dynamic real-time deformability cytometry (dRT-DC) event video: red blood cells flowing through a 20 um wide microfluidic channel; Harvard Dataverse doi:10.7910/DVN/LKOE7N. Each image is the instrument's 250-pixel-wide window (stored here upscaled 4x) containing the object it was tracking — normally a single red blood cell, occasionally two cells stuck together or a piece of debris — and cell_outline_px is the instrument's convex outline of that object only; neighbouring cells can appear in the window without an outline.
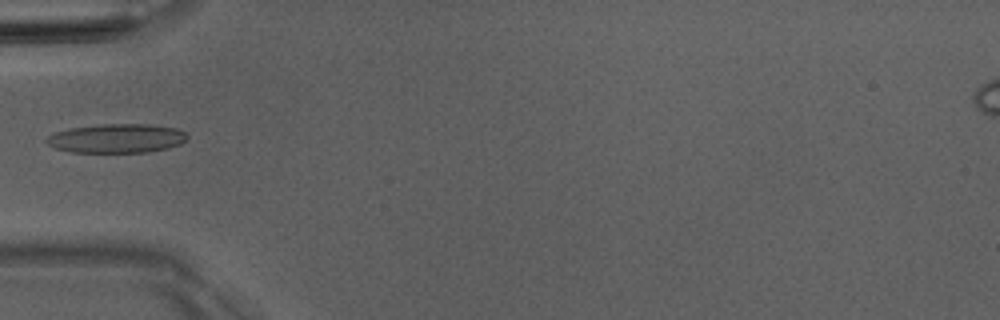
{"species": "Egyptian fruit bat (a non-hibernating species)", "species_latin": "Rousettus aegyptiacus", "temperature_condition": "room temperature", "stored_images_in_passage": 34, "camera_frame_rate_fps": 3000, "um_per_image_px": 0.085, "animal": {"sex": "male"}, "frame": {"image": 1, "passage_image": 1, "time_ms": 0.0, "image_size_px": [1000, 320], "cell_outline_px": [[188, 136], [180, 144], [168, 148], [148, 152], [72, 152], [56, 148], [48, 144], [44, 140], [48, 136], [56, 132], [68, 128], [100, 124], [148, 124], [176, 128], [184, 132]], "centroid_in_image_um": [9.9, 11.75], "position_along_channel_um": 75.1, "area_um2": 23.76}}
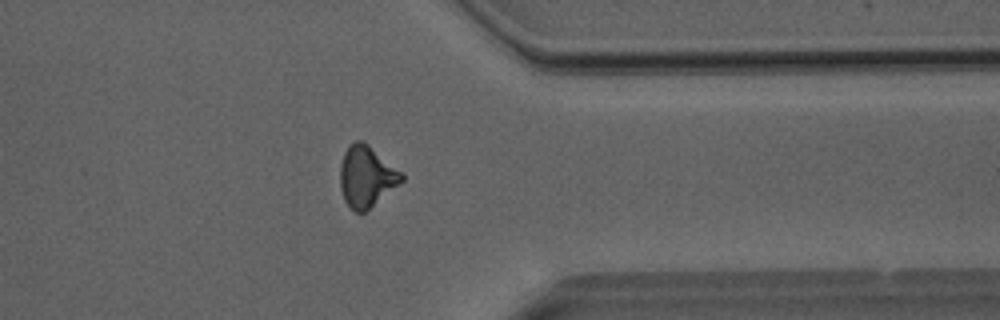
{"frame": {"image": 2, "passage_image": 24, "time_ms": 7.667, "image_size_px": [1000, 320], "cell_outline_px": [[404, 180], [364, 212], [356, 212], [344, 200], [340, 188], [340, 164], [344, 152], [348, 144], [356, 140], [360, 140], [368, 144], [404, 172]], "centroid_in_image_um": [31.15, 14.96], "position_along_channel_um": 380.2, "area_um2": 21.96}}
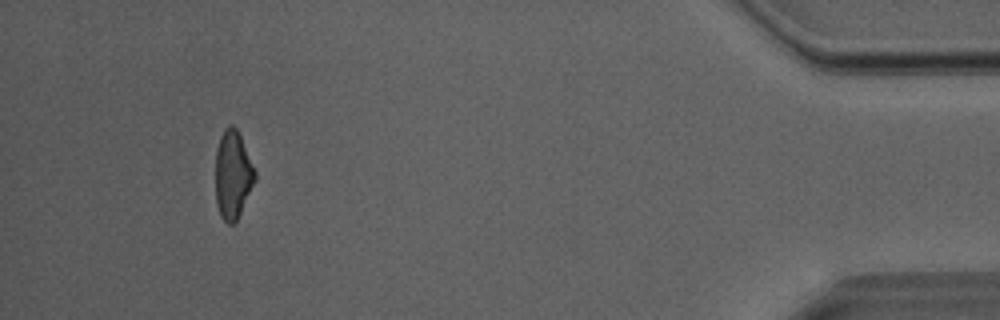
{"frame": {"image": 3, "passage_image": 31, "time_ms": 10.0, "image_size_px": [1000, 320], "cell_outline_px": [[256, 180], [236, 220], [232, 224], [228, 224], [220, 216], [216, 204], [216, 148], [220, 136], [224, 128], [228, 124], [232, 124], [236, 128], [240, 136], [256, 172]], "centroid_in_image_um": [19.77, 14.83], "position_along_channel_um": 415.4, "area_um2": 20.17}}